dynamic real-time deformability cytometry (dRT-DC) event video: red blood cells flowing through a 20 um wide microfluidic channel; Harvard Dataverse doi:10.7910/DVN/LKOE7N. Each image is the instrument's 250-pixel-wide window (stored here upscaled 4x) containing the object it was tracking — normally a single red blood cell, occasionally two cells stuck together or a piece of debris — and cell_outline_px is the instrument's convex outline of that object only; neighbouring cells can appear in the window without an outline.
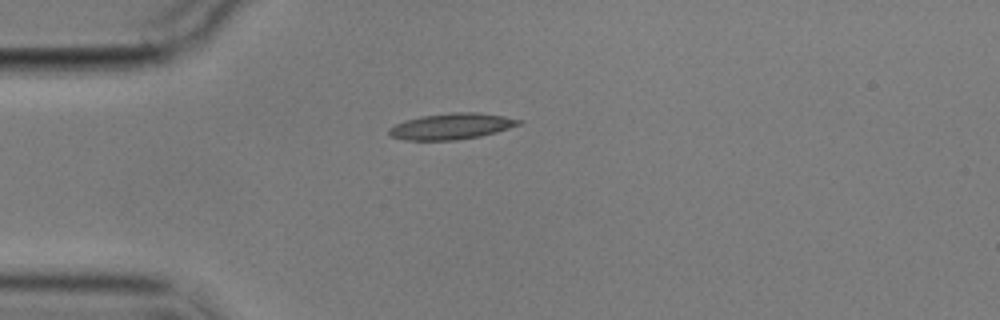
{"species": "common noctule bat (a hibernating species)", "species_latin": "Nyctalus noctula", "temperature_condition": "cold", "stored_images_in_passage": 1, "camera_frame_rate_fps": 3000, "um_per_image_px": 0.085, "animal": {"sex": "male", "body_mass_g": 17.9}, "frame": {"image": 1, "passage_image": 1, "time_ms": 0.0, "image_size_px": [1000, 320], "cell_outline_px": [[524, 124], [496, 132], [480, 136], [456, 140], [404, 140], [388, 136], [388, 128], [404, 120], [420, 116], [452, 112], [476, 112], [504, 116], [524, 120]], "centroid_in_image_um": [38.38, 10.73], "position_along_channel_um": 46.6, "area_um2": 20.0}}